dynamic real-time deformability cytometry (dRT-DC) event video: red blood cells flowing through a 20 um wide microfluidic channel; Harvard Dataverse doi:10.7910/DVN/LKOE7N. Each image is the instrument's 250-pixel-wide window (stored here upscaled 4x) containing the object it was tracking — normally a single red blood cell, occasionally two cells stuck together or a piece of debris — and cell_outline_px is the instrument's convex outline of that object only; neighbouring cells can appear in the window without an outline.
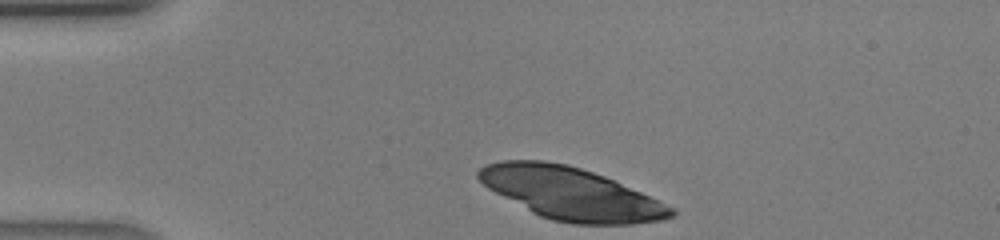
{"species": "human", "species_latin": "Homo sapiens", "temperature_condition": "warm", "stored_images_in_passage": 27, "camera_frame_rate_fps": 3000, "um_per_image_px": 0.085, "donor": {"sex": "male"}, "frame": {"image": 1, "passage_image": 1, "time_ms": 0.0, "image_size_px": [1000, 240], "cell_outline_px": [[676, 216], [664, 220], [632, 224], [572, 224], [552, 220], [540, 216], [532, 212], [488, 188], [476, 176], [476, 172], [480, 168], [488, 164], [500, 160], [544, 160], [568, 164], [604, 176], [676, 208]], "centroid_in_image_um": [48.54, 16.46], "position_along_channel_um": 36.5, "area_um2": 58.44}}